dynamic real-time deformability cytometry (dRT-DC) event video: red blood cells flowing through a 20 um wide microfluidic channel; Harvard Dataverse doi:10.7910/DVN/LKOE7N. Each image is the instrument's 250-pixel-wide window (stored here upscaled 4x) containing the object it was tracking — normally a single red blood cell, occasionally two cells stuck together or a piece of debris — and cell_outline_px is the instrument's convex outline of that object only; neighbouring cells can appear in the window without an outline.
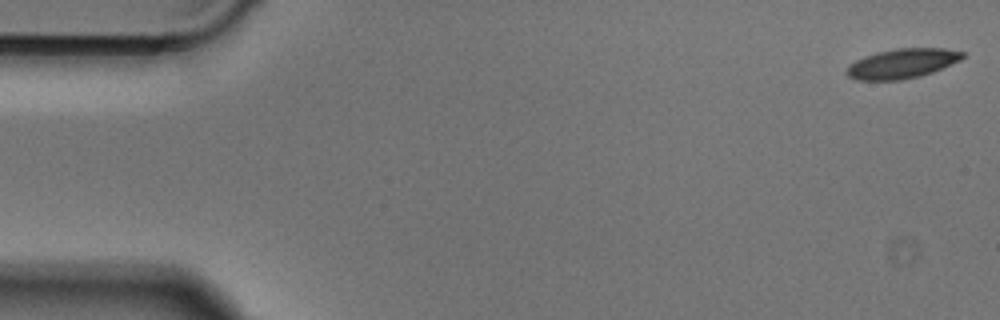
{"species": "Egyptian fruit bat (a non-hibernating species)", "species_latin": "Rousettus aegyptiacus", "temperature_condition": "cold", "stored_images_in_passage": 15, "camera_frame_rate_fps": 3000, "um_per_image_px": 0.085, "animal": {"sex": "male"}, "frame": {"image": 1, "passage_image": 1, "time_ms": 0.0, "image_size_px": [1000, 320], "cell_outline_px": [[964, 56], [960, 60], [932, 72], [920, 76], [900, 80], [856, 80], [848, 76], [844, 72], [856, 60], [864, 56], [876, 52], [896, 48], [944, 48], [964, 52]], "centroid_in_image_um": [76.67, 5.4], "position_along_channel_um": 8.3, "area_um2": 19.94}}
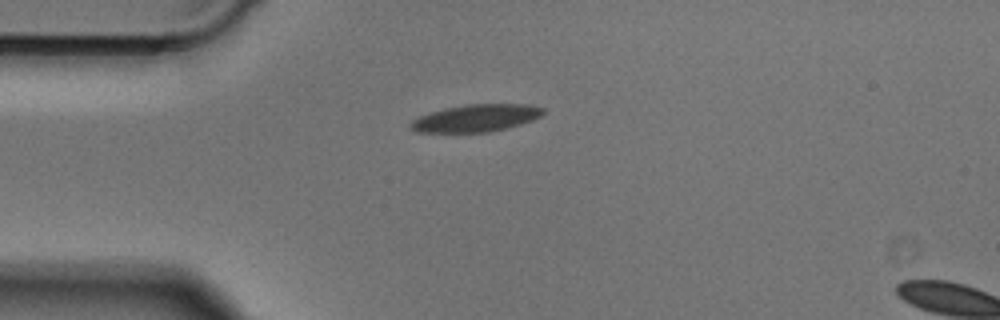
{"frame": {"image": 2, "passage_image": 12, "time_ms": 3.667, "image_size_px": [1000, 320], "cell_outline_px": [[544, 112], [540, 116], [532, 120], [508, 128], [492, 132], [416, 132], [408, 124], [412, 120], [420, 116], [444, 108], [468, 104], [528, 104], [544, 108]], "centroid_in_image_um": [40.47, 10.04], "position_along_channel_um": 44.5, "area_um2": 21.04}}